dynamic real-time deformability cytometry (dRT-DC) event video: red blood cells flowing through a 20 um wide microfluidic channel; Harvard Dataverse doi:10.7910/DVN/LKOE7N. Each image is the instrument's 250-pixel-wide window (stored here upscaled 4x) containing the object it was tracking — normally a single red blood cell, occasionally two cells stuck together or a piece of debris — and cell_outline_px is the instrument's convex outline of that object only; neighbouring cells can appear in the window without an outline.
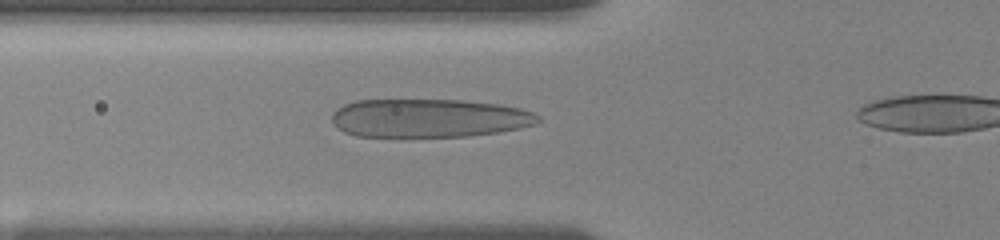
{"species": "human", "species_latin": "Homo sapiens", "temperature_condition": "room temperature", "stored_images_in_passage": 17, "camera_frame_rate_fps": 3000, "um_per_image_px": 0.085, "donor": {"sex": "female"}, "frame": {"image": 1, "passage_image": 14, "time_ms": 2.0, "image_size_px": [1000, 240], "cell_outline_px": [[540, 120], [536, 124], [520, 128], [500, 132], [468, 136], [356, 136], [344, 132], [336, 128], [332, 124], [332, 112], [336, 108], [344, 104], [356, 100], [464, 100], [500, 104], [520, 108], [532, 112], [540, 116]], "centroid_in_image_um": [36.45, 10.03], "position_along_channel_um": 89.3, "area_um2": 46.53}}